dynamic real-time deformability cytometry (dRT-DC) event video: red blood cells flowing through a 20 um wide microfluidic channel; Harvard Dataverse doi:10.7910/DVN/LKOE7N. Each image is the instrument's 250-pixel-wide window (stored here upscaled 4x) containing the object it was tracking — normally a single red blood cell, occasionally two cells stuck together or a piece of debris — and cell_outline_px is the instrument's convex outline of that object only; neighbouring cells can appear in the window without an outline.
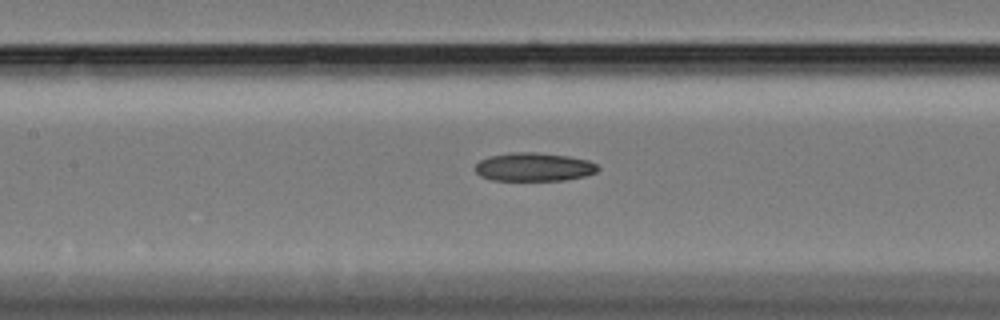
{"species": "Egyptian fruit bat (a non-hibernating species)", "species_latin": "Rousettus aegyptiacus", "temperature_condition": "cold", "stored_images_in_passage": 51, "camera_frame_rate_fps": 3000, "um_per_image_px": 0.085, "animal": {"sex": "female"}, "frame": {"image": 1, "passage_image": 27, "time_ms": 8.667, "image_size_px": [1000, 320], "cell_outline_px": [[600, 168], [596, 172], [584, 176], [564, 180], [492, 180], [480, 176], [476, 172], [476, 164], [480, 160], [492, 156], [512, 152], [536, 152], [568, 156], [588, 160], [596, 164]], "centroid_in_image_um": [45.39, 14.19], "position_along_channel_um": 162.0, "area_um2": 20.23}}
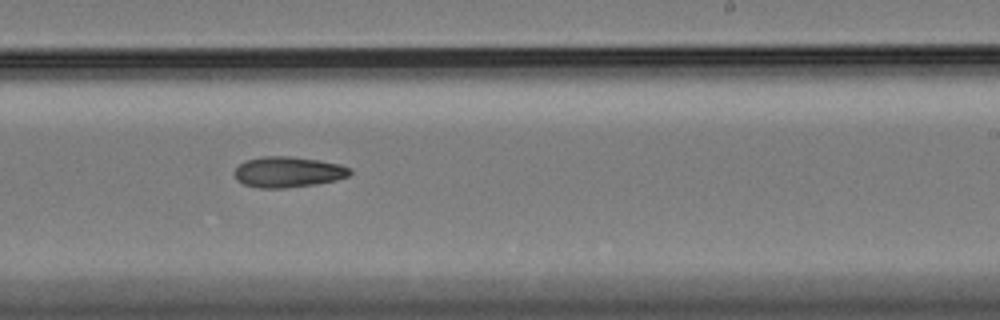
{"frame": {"image": 2, "passage_image": 36, "time_ms": 11.667, "image_size_px": [1000, 320], "cell_outline_px": [[352, 172], [348, 176], [336, 180], [316, 184], [284, 188], [260, 188], [244, 184], [236, 180], [236, 168], [244, 160], [264, 156], [288, 156], [316, 160], [340, 164], [348, 168]], "centroid_in_image_um": [24.47, 14.62], "position_along_channel_um": 264.5, "area_um2": 20.46}}
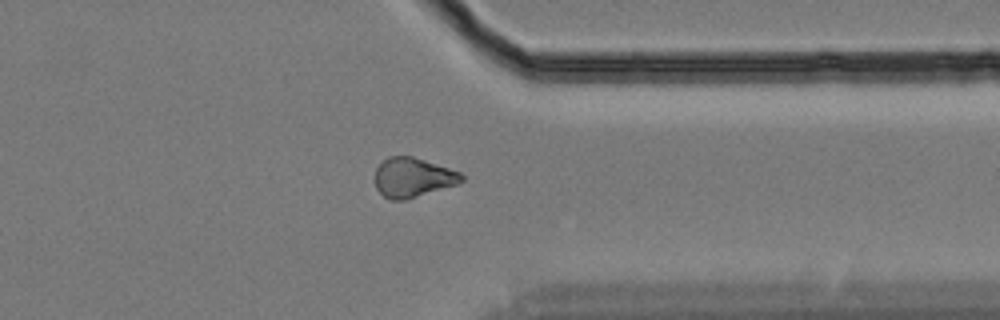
{"frame": {"image": 3, "passage_image": 46, "time_ms": 15.0, "image_size_px": [1000, 320], "cell_outline_px": [[464, 180], [456, 184], [404, 200], [392, 200], [384, 196], [376, 188], [372, 176], [376, 168], [388, 156], [412, 156], [460, 172], [464, 176]], "centroid_in_image_um": [35.03, 15.08], "position_along_channel_um": 376.4, "area_um2": 19.83}}